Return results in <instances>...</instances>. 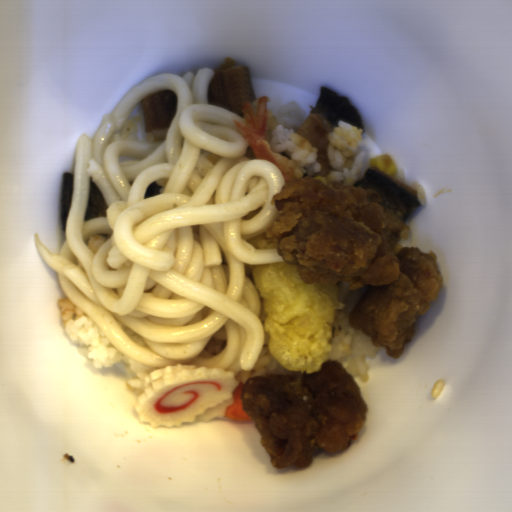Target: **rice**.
<instances>
[{
    "mask_svg": "<svg viewBox=\"0 0 512 512\" xmlns=\"http://www.w3.org/2000/svg\"><path fill=\"white\" fill-rule=\"evenodd\" d=\"M270 115L276 125L271 139V150L294 161L299 166L303 178L311 176L327 186L334 181L345 187L358 182L367 171L366 155L360 150V144L365 136L364 129L338 120L337 125L328 134L326 158L331 170L328 175H319L321 165L317 161L316 149L308 139L298 133V129L310 113L294 100Z\"/></svg>",
    "mask_w": 512,
    "mask_h": 512,
    "instance_id": "rice-1",
    "label": "rice"
},
{
    "mask_svg": "<svg viewBox=\"0 0 512 512\" xmlns=\"http://www.w3.org/2000/svg\"><path fill=\"white\" fill-rule=\"evenodd\" d=\"M57 306L63 327L68 337L76 344L78 353L85 357L94 369L101 370L122 364L127 371V388L139 396L146 389V377L159 367L138 363L119 352L69 296L57 300Z\"/></svg>",
    "mask_w": 512,
    "mask_h": 512,
    "instance_id": "rice-2",
    "label": "rice"
},
{
    "mask_svg": "<svg viewBox=\"0 0 512 512\" xmlns=\"http://www.w3.org/2000/svg\"><path fill=\"white\" fill-rule=\"evenodd\" d=\"M368 286V285H367ZM367 286L350 290V281L336 283L340 310L335 313L330 359L338 360L353 379L368 382L369 359L383 346H374L372 337L351 328L349 313L362 297Z\"/></svg>",
    "mask_w": 512,
    "mask_h": 512,
    "instance_id": "rice-3",
    "label": "rice"
},
{
    "mask_svg": "<svg viewBox=\"0 0 512 512\" xmlns=\"http://www.w3.org/2000/svg\"><path fill=\"white\" fill-rule=\"evenodd\" d=\"M268 333L265 337L262 352L253 368L237 373L238 383H244L252 376H265L270 374L290 375L285 367L269 352L267 344Z\"/></svg>",
    "mask_w": 512,
    "mask_h": 512,
    "instance_id": "rice-4",
    "label": "rice"
},
{
    "mask_svg": "<svg viewBox=\"0 0 512 512\" xmlns=\"http://www.w3.org/2000/svg\"><path fill=\"white\" fill-rule=\"evenodd\" d=\"M392 177L394 179L404 183L405 185L415 189V191H416V198H417L418 202L420 203V205L424 204V202L426 200V195H425V191H424V189H423L421 184L407 182L404 171H402L398 167H397L396 175L392 176Z\"/></svg>",
    "mask_w": 512,
    "mask_h": 512,
    "instance_id": "rice-5",
    "label": "rice"
}]
</instances>
